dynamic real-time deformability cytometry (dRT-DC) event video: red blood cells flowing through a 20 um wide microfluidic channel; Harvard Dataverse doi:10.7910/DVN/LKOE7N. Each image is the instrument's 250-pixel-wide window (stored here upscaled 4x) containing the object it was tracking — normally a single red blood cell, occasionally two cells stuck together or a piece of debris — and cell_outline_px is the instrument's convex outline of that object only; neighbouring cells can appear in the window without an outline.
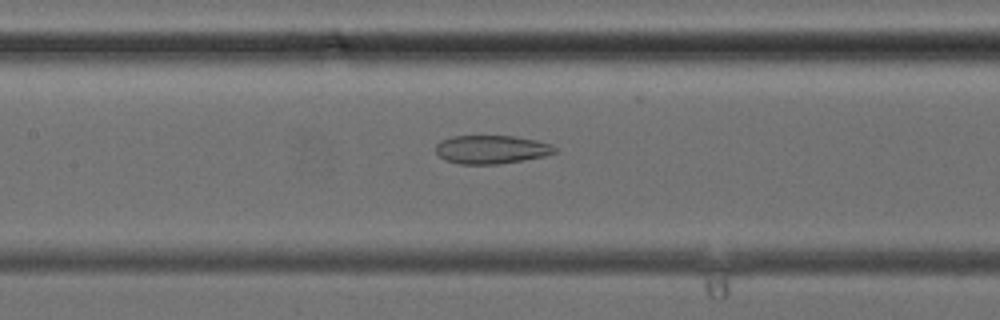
{"species": "common noctule bat (a hibernating species)", "species_latin": "Nyctalus noctula", "temperature_condition": "cold", "stored_images_in_passage": 38, "camera_frame_rate_fps": 3000, "um_per_image_px": 0.085, "animal": {"sex": "female", "body_mass_g": 24.6, "forearm_length_mm": 56.2}, "frame": {"image": 1, "passage_image": 18, "time_ms": 5.667, "image_size_px": [1000, 320], "cell_outline_px": [[560, 152], [544, 156], [524, 160], [500, 164], [460, 164], [444, 160], [436, 152], [436, 144], [440, 140], [452, 136], [516, 136], [536, 140], [552, 144]], "centroid_in_image_um": [41.8, 12.7], "position_along_channel_um": 165.6, "area_um2": 20.0}}
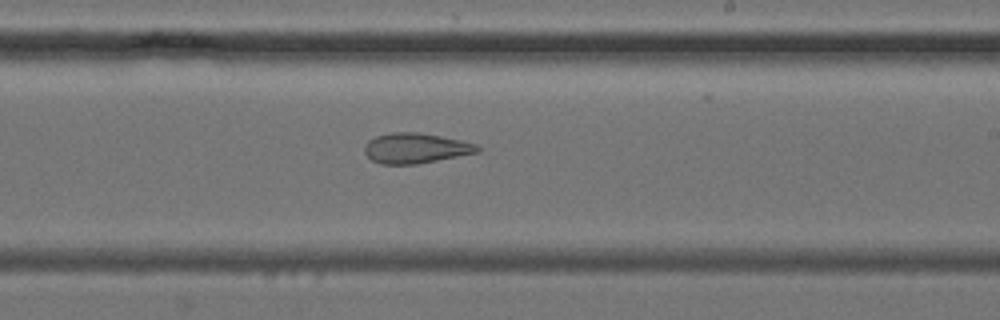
{"frame": {"image": 2, "passage_image": 23, "time_ms": 7.333, "image_size_px": [1000, 320], "cell_outline_px": [[480, 152], [416, 164], [380, 164], [372, 160], [364, 152], [364, 144], [368, 140], [376, 136], [392, 132], [416, 132], [440, 136], [460, 140], [476, 144], [480, 148]], "centroid_in_image_um": [35.3, 12.59], "position_along_channel_um": 253.7, "area_um2": 19.83}}
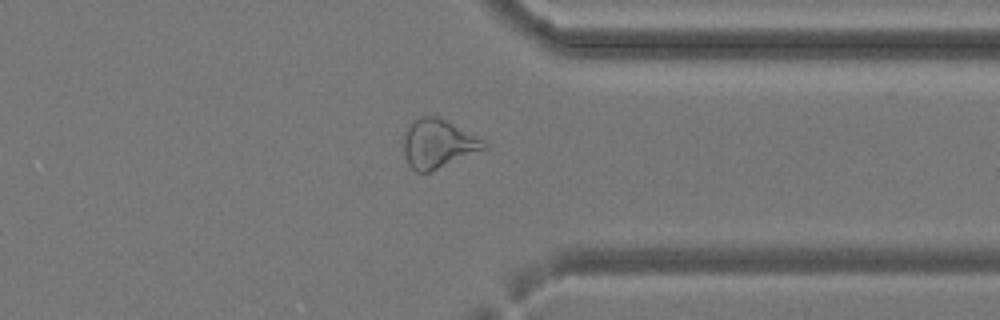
{"frame": {"image": 3, "passage_image": 30, "time_ms": 9.667, "image_size_px": [1000, 320], "cell_outline_px": [[488, 148], [428, 172], [416, 172], [408, 164], [404, 152], [404, 136], [408, 124], [412, 120], [420, 116], [436, 116], [452, 124], [488, 144]], "centroid_in_image_um": [37.18, 12.22], "position_along_channel_um": 374.2, "area_um2": 22.31}}